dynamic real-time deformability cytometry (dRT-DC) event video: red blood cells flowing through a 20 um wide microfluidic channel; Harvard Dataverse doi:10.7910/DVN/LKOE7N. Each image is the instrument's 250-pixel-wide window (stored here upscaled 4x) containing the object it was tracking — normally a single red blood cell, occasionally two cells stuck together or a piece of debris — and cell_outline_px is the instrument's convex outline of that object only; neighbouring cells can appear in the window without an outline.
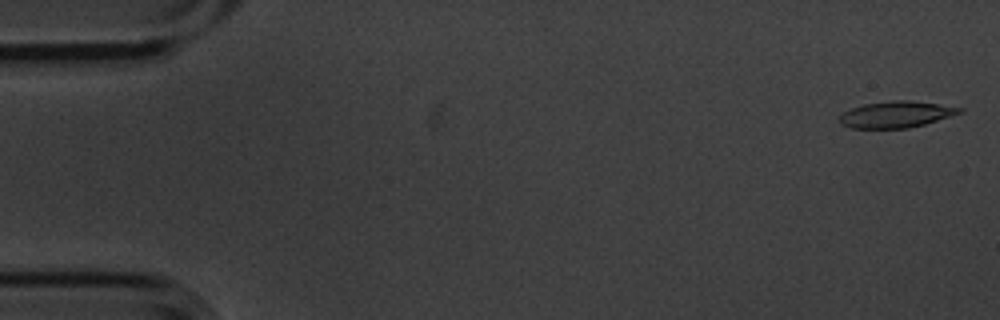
{"species": "common noctule bat (a hibernating species)", "species_latin": "Nyctalus noctula", "temperature_condition": "cold", "stored_images_in_passage": 4, "camera_frame_rate_fps": 3000, "um_per_image_px": 0.085, "animal": {"sex": "male", "body_mass_g": 20.1, "forearm_length_mm": 53.5}, "frame": {"image": 1, "passage_image": 1, "time_ms": 0.0, "image_size_px": [1000, 320], "cell_outline_px": [[964, 108], [960, 112], [924, 124], [908, 128], [852, 128], [840, 124], [840, 116], [844, 112], [852, 108], [864, 104], [892, 100], [908, 100]], "centroid_in_image_um": [76.11, 9.73], "position_along_channel_um": 8.9, "area_um2": 18.03}}
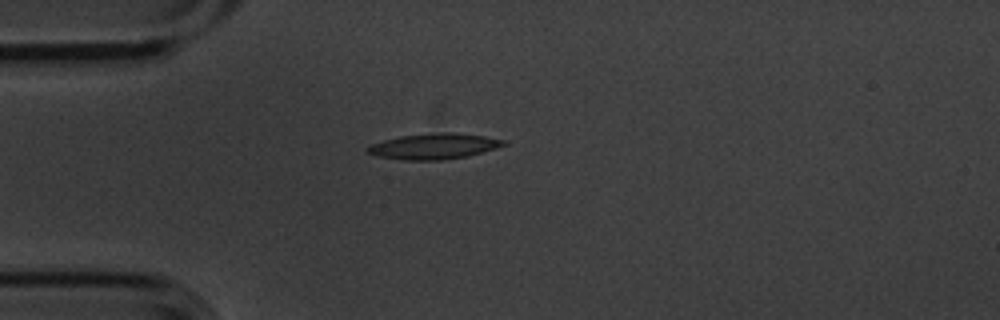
{"frame": {"image": 2, "passage_image": 4, "time_ms": 1.0, "image_size_px": [1000, 320], "cell_outline_px": [[508, 144], [496, 148], [468, 156], [444, 160], [404, 160], [376, 156], [368, 152], [364, 148], [372, 144], [384, 140], [400, 136], [444, 132], [452, 132], [484, 136], [508, 140]], "centroid_in_image_um": [36.92, 12.44], "position_along_channel_um": 48.1, "area_um2": 20.4}}